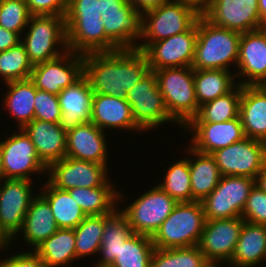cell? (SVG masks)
Returning <instances> with one entry per match:
<instances>
[{"label":"cell","instance_id":"1","mask_svg":"<svg viewBox=\"0 0 266 267\" xmlns=\"http://www.w3.org/2000/svg\"><path fill=\"white\" fill-rule=\"evenodd\" d=\"M84 75L94 93L125 98L127 92L150 71L138 49H118L83 55Z\"/></svg>","mask_w":266,"mask_h":267},{"label":"cell","instance_id":"2","mask_svg":"<svg viewBox=\"0 0 266 267\" xmlns=\"http://www.w3.org/2000/svg\"><path fill=\"white\" fill-rule=\"evenodd\" d=\"M241 33L213 25L204 16L197 20L194 70L222 69L237 65ZM232 62V63H231Z\"/></svg>","mask_w":266,"mask_h":267},{"label":"cell","instance_id":"3","mask_svg":"<svg viewBox=\"0 0 266 267\" xmlns=\"http://www.w3.org/2000/svg\"><path fill=\"white\" fill-rule=\"evenodd\" d=\"M206 219L200 201L178 203L151 237L158 249L198 246Z\"/></svg>","mask_w":266,"mask_h":267},{"label":"cell","instance_id":"4","mask_svg":"<svg viewBox=\"0 0 266 267\" xmlns=\"http://www.w3.org/2000/svg\"><path fill=\"white\" fill-rule=\"evenodd\" d=\"M154 72L170 117L178 127H185L199 111L195 95L194 69L173 67Z\"/></svg>","mask_w":266,"mask_h":267},{"label":"cell","instance_id":"5","mask_svg":"<svg viewBox=\"0 0 266 267\" xmlns=\"http://www.w3.org/2000/svg\"><path fill=\"white\" fill-rule=\"evenodd\" d=\"M26 29L28 31L22 35L21 43L33 65L55 59L68 51L64 16L32 15Z\"/></svg>","mask_w":266,"mask_h":267},{"label":"cell","instance_id":"6","mask_svg":"<svg viewBox=\"0 0 266 267\" xmlns=\"http://www.w3.org/2000/svg\"><path fill=\"white\" fill-rule=\"evenodd\" d=\"M200 16L191 7L173 0L142 12L143 40L136 49L143 51L150 43L189 31Z\"/></svg>","mask_w":266,"mask_h":267},{"label":"cell","instance_id":"7","mask_svg":"<svg viewBox=\"0 0 266 267\" xmlns=\"http://www.w3.org/2000/svg\"><path fill=\"white\" fill-rule=\"evenodd\" d=\"M177 204L175 199L156 185L120 211L126 216L134 233L152 237Z\"/></svg>","mask_w":266,"mask_h":267},{"label":"cell","instance_id":"8","mask_svg":"<svg viewBox=\"0 0 266 267\" xmlns=\"http://www.w3.org/2000/svg\"><path fill=\"white\" fill-rule=\"evenodd\" d=\"M125 99L131 106L135 122L144 131L168 122L176 123L169 115L154 71H149L135 84L127 92Z\"/></svg>","mask_w":266,"mask_h":267},{"label":"cell","instance_id":"9","mask_svg":"<svg viewBox=\"0 0 266 267\" xmlns=\"http://www.w3.org/2000/svg\"><path fill=\"white\" fill-rule=\"evenodd\" d=\"M255 184L254 178L222 176L217 187L201 201L205 219L241 217L247 198Z\"/></svg>","mask_w":266,"mask_h":267},{"label":"cell","instance_id":"10","mask_svg":"<svg viewBox=\"0 0 266 267\" xmlns=\"http://www.w3.org/2000/svg\"><path fill=\"white\" fill-rule=\"evenodd\" d=\"M222 176H243L256 179L266 164V143L243 138L211 154Z\"/></svg>","mask_w":266,"mask_h":267},{"label":"cell","instance_id":"11","mask_svg":"<svg viewBox=\"0 0 266 267\" xmlns=\"http://www.w3.org/2000/svg\"><path fill=\"white\" fill-rule=\"evenodd\" d=\"M0 141L3 161V179H26L31 174H47V166L38 157L35 146L23 129Z\"/></svg>","mask_w":266,"mask_h":267},{"label":"cell","instance_id":"12","mask_svg":"<svg viewBox=\"0 0 266 267\" xmlns=\"http://www.w3.org/2000/svg\"><path fill=\"white\" fill-rule=\"evenodd\" d=\"M83 74V55L68 50L55 59L33 65L30 79L37 89L58 96Z\"/></svg>","mask_w":266,"mask_h":267},{"label":"cell","instance_id":"13","mask_svg":"<svg viewBox=\"0 0 266 267\" xmlns=\"http://www.w3.org/2000/svg\"><path fill=\"white\" fill-rule=\"evenodd\" d=\"M107 165L65 157L47 167V180L58 189L102 187L109 179Z\"/></svg>","mask_w":266,"mask_h":267},{"label":"cell","instance_id":"14","mask_svg":"<svg viewBox=\"0 0 266 267\" xmlns=\"http://www.w3.org/2000/svg\"><path fill=\"white\" fill-rule=\"evenodd\" d=\"M197 22L189 30L150 43L142 52L150 71L173 67H191L195 56Z\"/></svg>","mask_w":266,"mask_h":267},{"label":"cell","instance_id":"15","mask_svg":"<svg viewBox=\"0 0 266 267\" xmlns=\"http://www.w3.org/2000/svg\"><path fill=\"white\" fill-rule=\"evenodd\" d=\"M31 181L3 179L0 184V225L13 240L21 232L33 195Z\"/></svg>","mask_w":266,"mask_h":267},{"label":"cell","instance_id":"16","mask_svg":"<svg viewBox=\"0 0 266 267\" xmlns=\"http://www.w3.org/2000/svg\"><path fill=\"white\" fill-rule=\"evenodd\" d=\"M235 77L242 86L266 85V28L241 33ZM238 72V73H237ZM242 76V77H241ZM246 77L244 79V77Z\"/></svg>","mask_w":266,"mask_h":267},{"label":"cell","instance_id":"17","mask_svg":"<svg viewBox=\"0 0 266 267\" xmlns=\"http://www.w3.org/2000/svg\"><path fill=\"white\" fill-rule=\"evenodd\" d=\"M259 0H212L203 15L213 25L240 33L264 27L260 20Z\"/></svg>","mask_w":266,"mask_h":267},{"label":"cell","instance_id":"18","mask_svg":"<svg viewBox=\"0 0 266 267\" xmlns=\"http://www.w3.org/2000/svg\"><path fill=\"white\" fill-rule=\"evenodd\" d=\"M244 222L241 217L206 220L198 247L207 261L230 262Z\"/></svg>","mask_w":266,"mask_h":267},{"label":"cell","instance_id":"19","mask_svg":"<svg viewBox=\"0 0 266 267\" xmlns=\"http://www.w3.org/2000/svg\"><path fill=\"white\" fill-rule=\"evenodd\" d=\"M190 128V129H189ZM184 129L191 132L190 147L212 154L245 138L240 117L225 122H189ZM193 132V133H192Z\"/></svg>","mask_w":266,"mask_h":267},{"label":"cell","instance_id":"20","mask_svg":"<svg viewBox=\"0 0 266 267\" xmlns=\"http://www.w3.org/2000/svg\"><path fill=\"white\" fill-rule=\"evenodd\" d=\"M104 34L119 49H136L142 36V12L128 1L120 10L101 13Z\"/></svg>","mask_w":266,"mask_h":267},{"label":"cell","instance_id":"21","mask_svg":"<svg viewBox=\"0 0 266 267\" xmlns=\"http://www.w3.org/2000/svg\"><path fill=\"white\" fill-rule=\"evenodd\" d=\"M93 94L91 85L84 74L59 93L58 99L62 112L59 124L66 133L78 125L91 121Z\"/></svg>","mask_w":266,"mask_h":267},{"label":"cell","instance_id":"22","mask_svg":"<svg viewBox=\"0 0 266 267\" xmlns=\"http://www.w3.org/2000/svg\"><path fill=\"white\" fill-rule=\"evenodd\" d=\"M106 132L92 122L67 132L66 157L108 165Z\"/></svg>","mask_w":266,"mask_h":267},{"label":"cell","instance_id":"23","mask_svg":"<svg viewBox=\"0 0 266 267\" xmlns=\"http://www.w3.org/2000/svg\"><path fill=\"white\" fill-rule=\"evenodd\" d=\"M99 129H123L145 132L134 120L130 104L125 98L93 94L91 121Z\"/></svg>","mask_w":266,"mask_h":267},{"label":"cell","instance_id":"24","mask_svg":"<svg viewBox=\"0 0 266 267\" xmlns=\"http://www.w3.org/2000/svg\"><path fill=\"white\" fill-rule=\"evenodd\" d=\"M68 50L85 55L119 48L104 34L103 20H65Z\"/></svg>","mask_w":266,"mask_h":267},{"label":"cell","instance_id":"25","mask_svg":"<svg viewBox=\"0 0 266 267\" xmlns=\"http://www.w3.org/2000/svg\"><path fill=\"white\" fill-rule=\"evenodd\" d=\"M35 146L40 160L48 167L66 157L67 133L59 123L33 119L22 128Z\"/></svg>","mask_w":266,"mask_h":267},{"label":"cell","instance_id":"26","mask_svg":"<svg viewBox=\"0 0 266 267\" xmlns=\"http://www.w3.org/2000/svg\"><path fill=\"white\" fill-rule=\"evenodd\" d=\"M239 117L245 137L266 143V85L242 86Z\"/></svg>","mask_w":266,"mask_h":267},{"label":"cell","instance_id":"27","mask_svg":"<svg viewBox=\"0 0 266 267\" xmlns=\"http://www.w3.org/2000/svg\"><path fill=\"white\" fill-rule=\"evenodd\" d=\"M58 229L49 203L37 193L30 203L21 228L25 243L34 251Z\"/></svg>","mask_w":266,"mask_h":267},{"label":"cell","instance_id":"28","mask_svg":"<svg viewBox=\"0 0 266 267\" xmlns=\"http://www.w3.org/2000/svg\"><path fill=\"white\" fill-rule=\"evenodd\" d=\"M263 261H266V225L245 221L232 258L227 265L254 267Z\"/></svg>","mask_w":266,"mask_h":267},{"label":"cell","instance_id":"29","mask_svg":"<svg viewBox=\"0 0 266 267\" xmlns=\"http://www.w3.org/2000/svg\"><path fill=\"white\" fill-rule=\"evenodd\" d=\"M191 179V202L202 201L218 185L222 175L211 154L200 153L187 148ZM192 156V157H191Z\"/></svg>","mask_w":266,"mask_h":267},{"label":"cell","instance_id":"30","mask_svg":"<svg viewBox=\"0 0 266 267\" xmlns=\"http://www.w3.org/2000/svg\"><path fill=\"white\" fill-rule=\"evenodd\" d=\"M109 180L102 187L81 188L67 190L86 216L111 214L125 196ZM114 186V187H113ZM118 204V205H117Z\"/></svg>","mask_w":266,"mask_h":267},{"label":"cell","instance_id":"31","mask_svg":"<svg viewBox=\"0 0 266 267\" xmlns=\"http://www.w3.org/2000/svg\"><path fill=\"white\" fill-rule=\"evenodd\" d=\"M134 234L126 216L117 207L111 214H106L101 247V258L94 267H109L118 257L120 247Z\"/></svg>","mask_w":266,"mask_h":267},{"label":"cell","instance_id":"32","mask_svg":"<svg viewBox=\"0 0 266 267\" xmlns=\"http://www.w3.org/2000/svg\"><path fill=\"white\" fill-rule=\"evenodd\" d=\"M43 184L39 191L49 203L57 227L62 229L76 228L86 215L75 199H72L67 190L58 189L47 180Z\"/></svg>","mask_w":266,"mask_h":267},{"label":"cell","instance_id":"33","mask_svg":"<svg viewBox=\"0 0 266 267\" xmlns=\"http://www.w3.org/2000/svg\"><path fill=\"white\" fill-rule=\"evenodd\" d=\"M74 229L59 228L49 238L45 239L34 252L47 267H69L76 261Z\"/></svg>","mask_w":266,"mask_h":267},{"label":"cell","instance_id":"34","mask_svg":"<svg viewBox=\"0 0 266 267\" xmlns=\"http://www.w3.org/2000/svg\"><path fill=\"white\" fill-rule=\"evenodd\" d=\"M7 94L4 95V107L18 122L19 129L34 119V101L37 88L28 78L5 83Z\"/></svg>","mask_w":266,"mask_h":267},{"label":"cell","instance_id":"35","mask_svg":"<svg viewBox=\"0 0 266 267\" xmlns=\"http://www.w3.org/2000/svg\"><path fill=\"white\" fill-rule=\"evenodd\" d=\"M235 78V74L228 70H194L195 95L198 106L230 92L237 85Z\"/></svg>","mask_w":266,"mask_h":267},{"label":"cell","instance_id":"36","mask_svg":"<svg viewBox=\"0 0 266 267\" xmlns=\"http://www.w3.org/2000/svg\"><path fill=\"white\" fill-rule=\"evenodd\" d=\"M242 85L238 84L227 94L199 107L197 116L190 122H225L239 116Z\"/></svg>","mask_w":266,"mask_h":267},{"label":"cell","instance_id":"37","mask_svg":"<svg viewBox=\"0 0 266 267\" xmlns=\"http://www.w3.org/2000/svg\"><path fill=\"white\" fill-rule=\"evenodd\" d=\"M154 249L151 237L134 233L120 247L118 257L109 267H151Z\"/></svg>","mask_w":266,"mask_h":267},{"label":"cell","instance_id":"38","mask_svg":"<svg viewBox=\"0 0 266 267\" xmlns=\"http://www.w3.org/2000/svg\"><path fill=\"white\" fill-rule=\"evenodd\" d=\"M106 223V215L86 216L74 228L76 260L98 254L101 247L102 235Z\"/></svg>","mask_w":266,"mask_h":267},{"label":"cell","instance_id":"39","mask_svg":"<svg viewBox=\"0 0 266 267\" xmlns=\"http://www.w3.org/2000/svg\"><path fill=\"white\" fill-rule=\"evenodd\" d=\"M178 203L191 202V179L188 158L178 160L166 171L163 181L157 184Z\"/></svg>","mask_w":266,"mask_h":267},{"label":"cell","instance_id":"40","mask_svg":"<svg viewBox=\"0 0 266 267\" xmlns=\"http://www.w3.org/2000/svg\"><path fill=\"white\" fill-rule=\"evenodd\" d=\"M207 260L198 246L158 249L152 254L151 267H203Z\"/></svg>","mask_w":266,"mask_h":267},{"label":"cell","instance_id":"41","mask_svg":"<svg viewBox=\"0 0 266 267\" xmlns=\"http://www.w3.org/2000/svg\"><path fill=\"white\" fill-rule=\"evenodd\" d=\"M32 70L33 64L21 42L0 52V76L5 83L28 79Z\"/></svg>","mask_w":266,"mask_h":267},{"label":"cell","instance_id":"42","mask_svg":"<svg viewBox=\"0 0 266 267\" xmlns=\"http://www.w3.org/2000/svg\"><path fill=\"white\" fill-rule=\"evenodd\" d=\"M31 16L25 0H0V26L4 29L21 37Z\"/></svg>","mask_w":266,"mask_h":267},{"label":"cell","instance_id":"43","mask_svg":"<svg viewBox=\"0 0 266 267\" xmlns=\"http://www.w3.org/2000/svg\"><path fill=\"white\" fill-rule=\"evenodd\" d=\"M61 115L58 96L37 89L34 101V119L60 123Z\"/></svg>","mask_w":266,"mask_h":267},{"label":"cell","instance_id":"44","mask_svg":"<svg viewBox=\"0 0 266 267\" xmlns=\"http://www.w3.org/2000/svg\"><path fill=\"white\" fill-rule=\"evenodd\" d=\"M241 218L253 224L266 225V192L256 184L250 191Z\"/></svg>","mask_w":266,"mask_h":267},{"label":"cell","instance_id":"45","mask_svg":"<svg viewBox=\"0 0 266 267\" xmlns=\"http://www.w3.org/2000/svg\"><path fill=\"white\" fill-rule=\"evenodd\" d=\"M65 20H102L100 0H69Z\"/></svg>","mask_w":266,"mask_h":267},{"label":"cell","instance_id":"46","mask_svg":"<svg viewBox=\"0 0 266 267\" xmlns=\"http://www.w3.org/2000/svg\"><path fill=\"white\" fill-rule=\"evenodd\" d=\"M31 15L64 16L69 0H25Z\"/></svg>","mask_w":266,"mask_h":267},{"label":"cell","instance_id":"47","mask_svg":"<svg viewBox=\"0 0 266 267\" xmlns=\"http://www.w3.org/2000/svg\"><path fill=\"white\" fill-rule=\"evenodd\" d=\"M0 267H47L41 258L31 250L17 253L0 260Z\"/></svg>","mask_w":266,"mask_h":267},{"label":"cell","instance_id":"48","mask_svg":"<svg viewBox=\"0 0 266 267\" xmlns=\"http://www.w3.org/2000/svg\"><path fill=\"white\" fill-rule=\"evenodd\" d=\"M20 42L21 37L17 33L0 26V52L16 46Z\"/></svg>","mask_w":266,"mask_h":267},{"label":"cell","instance_id":"49","mask_svg":"<svg viewBox=\"0 0 266 267\" xmlns=\"http://www.w3.org/2000/svg\"><path fill=\"white\" fill-rule=\"evenodd\" d=\"M180 2L194 9L199 15L203 16L211 6L212 0H173Z\"/></svg>","mask_w":266,"mask_h":267},{"label":"cell","instance_id":"50","mask_svg":"<svg viewBox=\"0 0 266 267\" xmlns=\"http://www.w3.org/2000/svg\"><path fill=\"white\" fill-rule=\"evenodd\" d=\"M172 0H129V2L135 7L136 10L144 12L148 9L161 6Z\"/></svg>","mask_w":266,"mask_h":267},{"label":"cell","instance_id":"51","mask_svg":"<svg viewBox=\"0 0 266 267\" xmlns=\"http://www.w3.org/2000/svg\"><path fill=\"white\" fill-rule=\"evenodd\" d=\"M129 0H100V13L110 10H120Z\"/></svg>","mask_w":266,"mask_h":267},{"label":"cell","instance_id":"52","mask_svg":"<svg viewBox=\"0 0 266 267\" xmlns=\"http://www.w3.org/2000/svg\"><path fill=\"white\" fill-rule=\"evenodd\" d=\"M256 185L266 192V164L263 166L261 171L258 173L256 179Z\"/></svg>","mask_w":266,"mask_h":267},{"label":"cell","instance_id":"53","mask_svg":"<svg viewBox=\"0 0 266 267\" xmlns=\"http://www.w3.org/2000/svg\"><path fill=\"white\" fill-rule=\"evenodd\" d=\"M11 243L12 239L6 234L0 225V250H3V248H9L8 246H10Z\"/></svg>","mask_w":266,"mask_h":267},{"label":"cell","instance_id":"54","mask_svg":"<svg viewBox=\"0 0 266 267\" xmlns=\"http://www.w3.org/2000/svg\"><path fill=\"white\" fill-rule=\"evenodd\" d=\"M258 9H259V15L260 20L266 24V0H259L258 1Z\"/></svg>","mask_w":266,"mask_h":267},{"label":"cell","instance_id":"55","mask_svg":"<svg viewBox=\"0 0 266 267\" xmlns=\"http://www.w3.org/2000/svg\"><path fill=\"white\" fill-rule=\"evenodd\" d=\"M214 262V261H207L206 264L203 267H220L222 263L225 264V262ZM220 265V266H219ZM222 267V266H221Z\"/></svg>","mask_w":266,"mask_h":267},{"label":"cell","instance_id":"56","mask_svg":"<svg viewBox=\"0 0 266 267\" xmlns=\"http://www.w3.org/2000/svg\"><path fill=\"white\" fill-rule=\"evenodd\" d=\"M0 177L3 178V161H2V150L0 145Z\"/></svg>","mask_w":266,"mask_h":267}]
</instances>
